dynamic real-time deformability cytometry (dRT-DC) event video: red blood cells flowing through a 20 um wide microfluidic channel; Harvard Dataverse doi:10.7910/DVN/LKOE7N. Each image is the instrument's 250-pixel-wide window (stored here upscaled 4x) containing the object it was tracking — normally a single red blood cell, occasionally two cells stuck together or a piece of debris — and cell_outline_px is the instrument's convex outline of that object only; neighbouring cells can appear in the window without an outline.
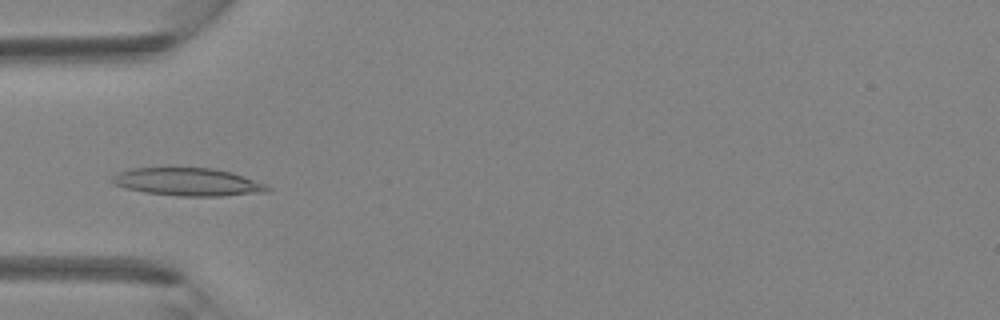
{"species": "Egyptian fruit bat (a non-hibernating species)", "species_latin": "Rousettus aegyptiacus", "temperature_condition": "room temperature", "stored_images_in_passage": 7, "camera_frame_rate_fps": 3000, "um_per_image_px": 0.085, "animal": {"sex": "female"}, "frame": {"image": 1, "passage_image": 5, "time_ms": 1.333, "image_size_px": [1000, 320], "cell_outline_px": [[272, 188], [268, 192], [220, 196], [180, 196], [144, 192], [124, 188], [112, 184], [108, 180], [116, 172], [132, 168], [212, 168], [232, 172], [268, 184]], "centroid_in_image_um": [15.95, 15.46], "position_along_channel_um": 69.0, "area_um2": 25.55}}
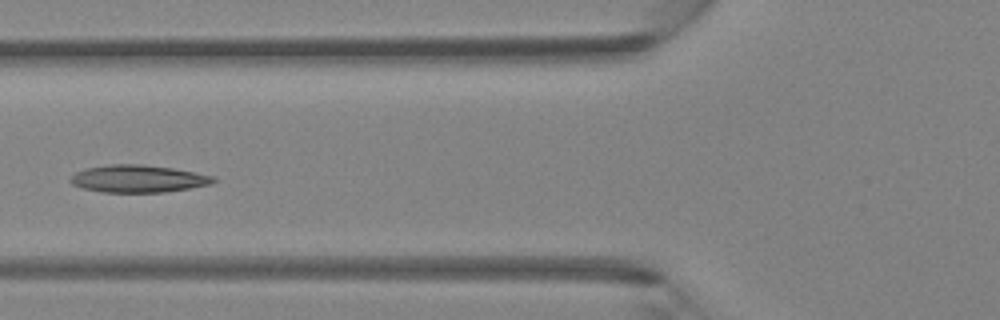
{"frame": {"image": 2, "passage_image": 6, "time_ms": 1.667, "image_size_px": [1000, 320], "cell_outline_px": [[216, 180], [212, 184], [164, 192], [104, 192], [84, 188], [72, 184], [68, 180], [76, 172], [84, 168], [112, 164], [140, 164], [172, 168], [212, 176]], "centroid_in_image_um": [11.7, 15.19], "position_along_channel_um": 114.1, "area_um2": 22.54}}
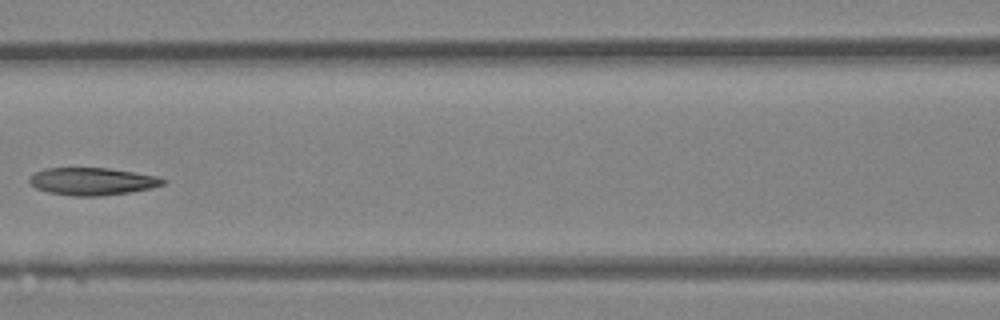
{"frame": {"image": 3, "passage_image": 7, "time_ms": 2.0, "image_size_px": [1000, 320], "cell_outline_px": [[168, 180], [164, 184], [152, 188], [128, 192], [100, 196], [72, 196], [48, 192], [36, 188], [28, 180], [28, 176], [44, 168], [108, 168], [156, 176]], "centroid_in_image_um": [7.82, 15.42], "position_along_channel_um": 158.8, "area_um2": 21.33}}